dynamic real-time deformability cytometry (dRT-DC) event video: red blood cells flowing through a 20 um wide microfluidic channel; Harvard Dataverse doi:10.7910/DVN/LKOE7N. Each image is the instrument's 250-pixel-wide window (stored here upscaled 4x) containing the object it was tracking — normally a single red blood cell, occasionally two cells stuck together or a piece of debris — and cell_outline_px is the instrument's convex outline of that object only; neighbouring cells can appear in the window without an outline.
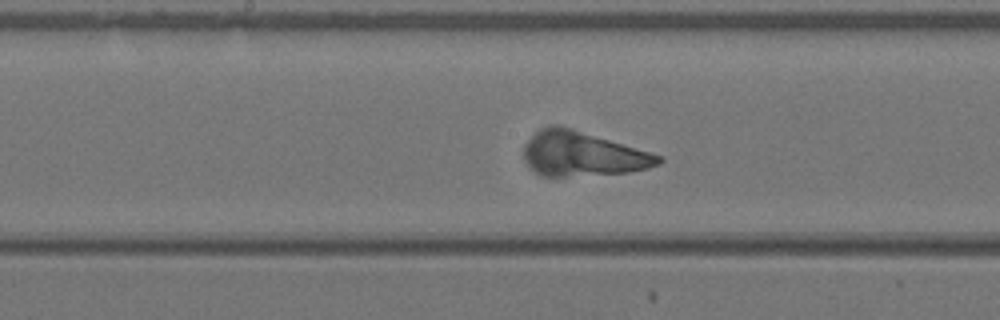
{"species": "Egyptian fruit bat (a non-hibernating species)", "species_latin": "Rousettus aegyptiacus", "temperature_condition": "warm", "stored_images_in_passage": 43, "segment_of_instrument_passage": [2, 3], "camera_frame_rate_fps": 3000, "um_per_image_px": 0.085, "animal": {"sex": "female"}, "frame": {"image": 1, "passage_image": 22, "time_ms": 7.0, "image_size_px": [1000, 320], "cell_outline_px": [[664, 160], [660, 164], [648, 168], [628, 172], [564, 176], [540, 176], [524, 160], [524, 144], [540, 128], [552, 124], [556, 124], [572, 128], [648, 152], [660, 156]], "centroid_in_image_um": [49.47, 13.07], "position_along_channel_um": 198.7, "area_um2": 34.45}}
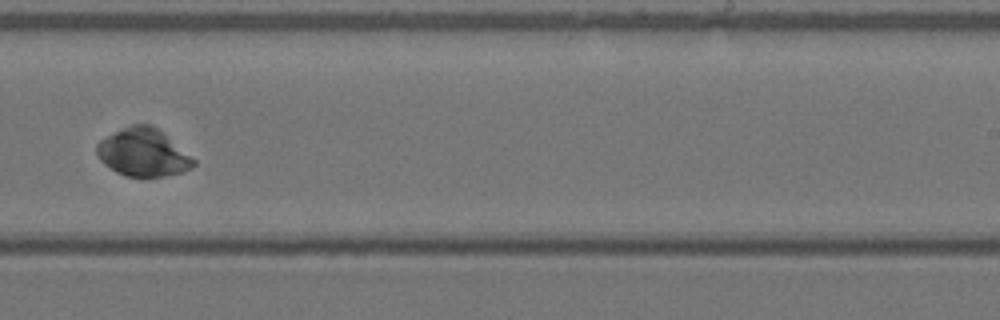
{"frame": {"image": 2, "passage_image": 27, "time_ms": 8.667, "image_size_px": [1000, 320], "cell_outline_px": [[196, 164], [180, 172], [164, 176], [128, 176], [116, 172], [104, 164], [100, 160], [96, 152], [96, 144], [100, 140], [132, 124], [148, 124], [156, 128], [196, 160]], "centroid_in_image_um": [12.13, 12.97], "position_along_channel_um": 276.9, "area_um2": 26.3}}
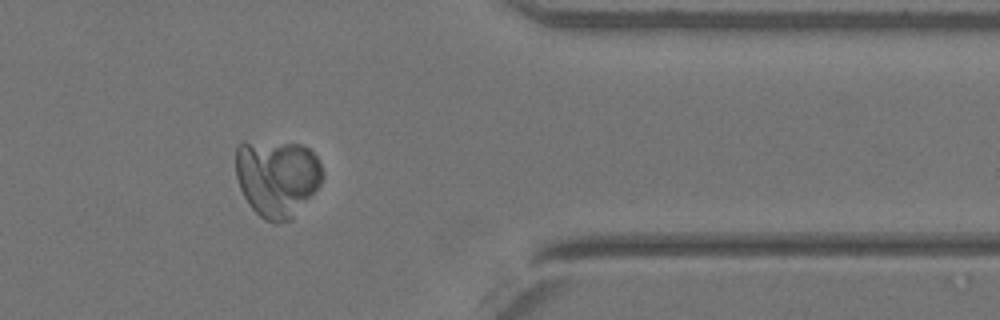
{"frame": {"image": 3, "passage_image": 35, "time_ms": 11.333, "image_size_px": [1000, 320], "cell_outline_px": [[324, 176], [320, 184], [292, 220], [276, 224], [272, 224], [264, 220], [252, 208], [244, 196], [240, 188], [236, 176], [236, 148], [244, 140], [300, 144], [308, 148], [316, 156], [324, 172]], "centroid_in_image_um": [23.55, 15.12], "position_along_channel_um": 387.9, "area_um2": 39.59}}